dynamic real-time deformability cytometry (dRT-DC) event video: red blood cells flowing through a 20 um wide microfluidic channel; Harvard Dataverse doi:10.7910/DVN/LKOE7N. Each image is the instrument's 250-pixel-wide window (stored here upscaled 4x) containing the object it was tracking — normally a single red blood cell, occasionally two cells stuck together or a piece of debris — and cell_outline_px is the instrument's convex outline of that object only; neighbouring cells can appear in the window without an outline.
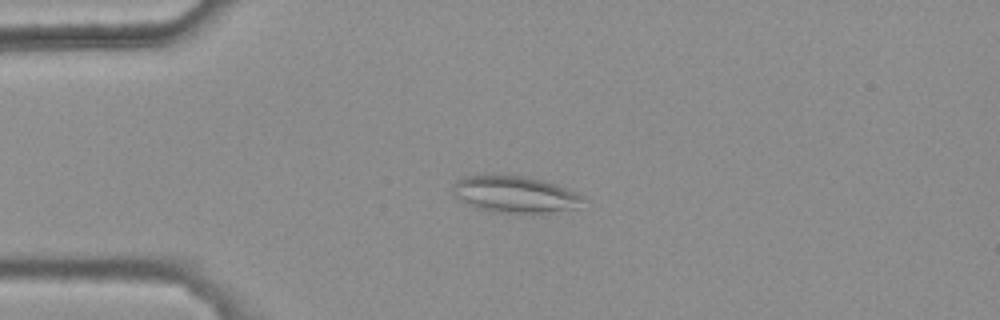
{"species": "common noctule bat (a hibernating species)", "species_latin": "Nyctalus noctula", "temperature_condition": "warm", "stored_images_in_passage": 45, "camera_frame_rate_fps": 3000, "um_per_image_px": 0.085, "animal": {"sex": "female", "body_mass_g": 25.1}, "frame": {"image": 1, "passage_image": 12, "time_ms": 3.667, "image_size_px": [1000, 320], "cell_outline_px": [[584, 196], [576, 208], [544, 212], [496, 212], [480, 208], [468, 204], [452, 196], [452, 184], [456, 180], [464, 176], [484, 172], [520, 176], [540, 180], [556, 184], [568, 188]], "centroid_in_image_um": [43.65, 16.46], "position_along_channel_um": 41.3, "area_um2": 27.98}}
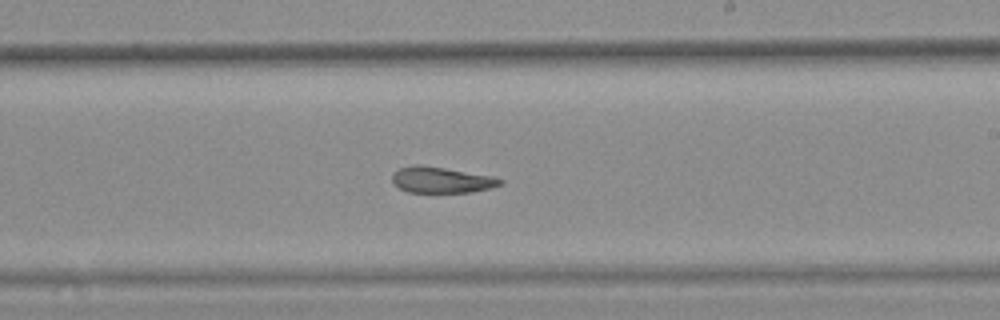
{"frame": {"image": 2, "passage_image": 31, "time_ms": 10.0, "image_size_px": [1000, 320], "cell_outline_px": [[504, 184], [472, 192], [408, 192], [400, 188], [392, 180], [392, 172], [400, 168], [412, 164], [420, 164], [492, 176], [504, 180]], "centroid_in_image_um": [37.51, 15.28], "position_along_channel_um": 251.5, "area_um2": 16.3}}
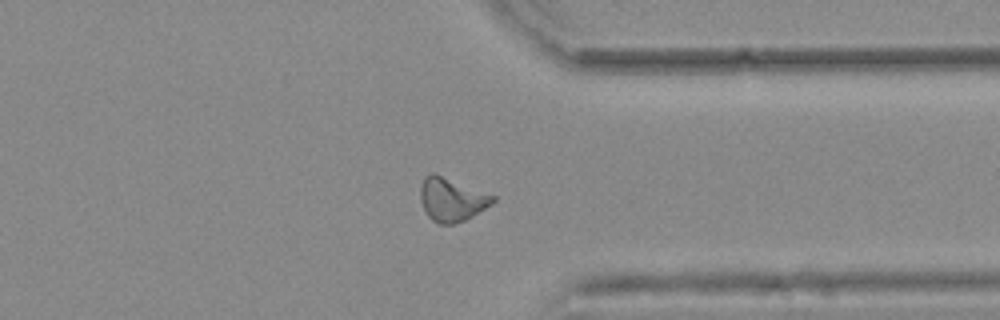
{"frame": {"image": 3, "passage_image": 41, "time_ms": 13.333, "image_size_px": [1000, 320], "cell_outline_px": [[496, 200], [492, 204], [472, 216], [464, 220], [452, 224], [436, 224], [428, 216], [420, 200], [420, 184], [424, 176], [432, 172], [436, 172], [496, 196]], "centroid_in_image_um": [38.38, 16.92], "position_along_channel_um": 373.0, "area_um2": 18.67}, "authors_computed_cell_mechanics": {"area_um2": 17.9758, "velocity_mm_per_s": 3.7138, "shape_relaxation_time_tau1_ms": null, "shape_relaxation_time_tau2_ms": 6.9234, "deformation_change_tau1": null, "deformation_change_tau2": 0.1551}}